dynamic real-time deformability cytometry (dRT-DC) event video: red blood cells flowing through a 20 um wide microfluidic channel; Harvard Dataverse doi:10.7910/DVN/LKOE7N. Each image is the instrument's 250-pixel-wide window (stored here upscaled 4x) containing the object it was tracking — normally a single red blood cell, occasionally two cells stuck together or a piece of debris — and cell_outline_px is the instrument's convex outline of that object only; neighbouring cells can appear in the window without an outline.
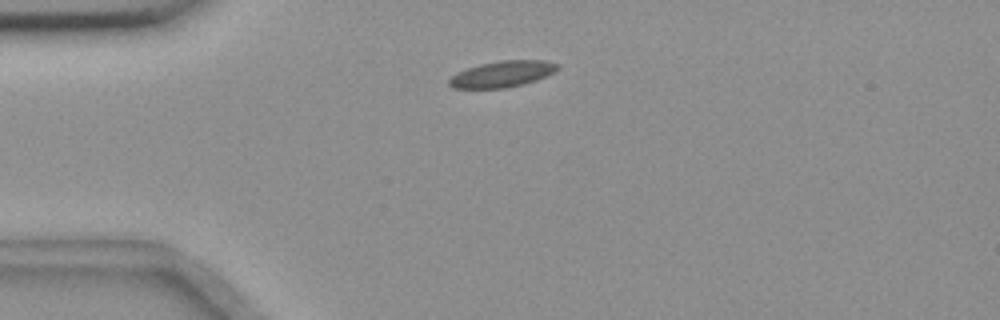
{"species": "common noctule bat (a hibernating species)", "species_latin": "Nyctalus noctula", "temperature_condition": "room temperature", "stored_images_in_passage": 8, "camera_frame_rate_fps": 3000, "um_per_image_px": 0.085, "animal": {"sex": "female", "body_mass_g": 18.4}, "frame": {"image": 1, "passage_image": 1, "time_ms": 0.0, "image_size_px": [1000, 320], "cell_outline_px": [[560, 68], [536, 80], [524, 84], [504, 88], [452, 88], [448, 84], [448, 80], [456, 72], [480, 64], [500, 60], [544, 60], [560, 64]], "centroid_in_image_um": [42.68, 6.29], "position_along_channel_um": 42.3, "area_um2": 16.53}}
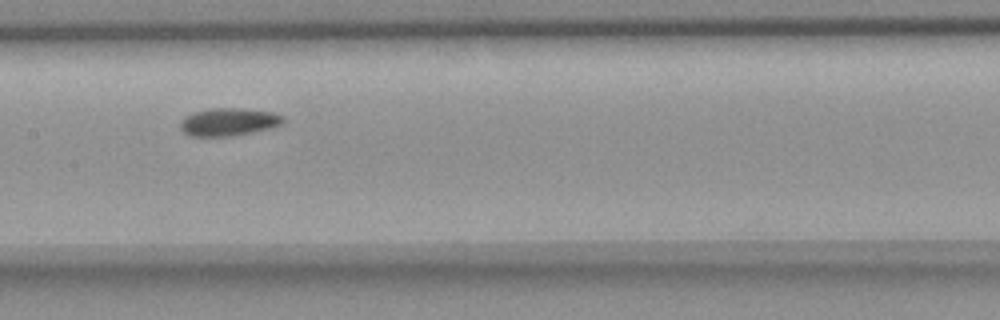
{"frame": {"image": 2, "passage_image": 5, "time_ms": 4.667, "image_size_px": [1000, 320], "cell_outline_px": [[284, 120], [280, 124], [272, 128], [236, 136], [188, 136], [180, 128], [180, 120], [184, 116], [192, 112], [208, 108], [244, 108], [272, 112], [284, 116]], "centroid_in_image_um": [19.41, 10.36], "position_along_channel_um": 188.0, "area_um2": 16.99}}
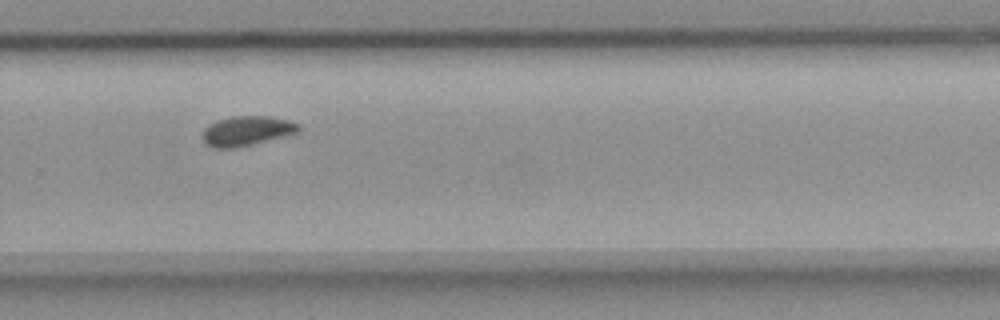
{"frame": {"image": 3, "passage_image": 8, "time_ms": 8.0, "image_size_px": [1000, 320], "cell_outline_px": [[300, 132], [236, 148], [212, 148], [204, 140], [204, 128], [208, 124], [216, 120], [232, 116], [268, 116], [288, 120], [300, 124]], "centroid_in_image_um": [20.99, 11.11], "position_along_channel_um": 308.8, "area_um2": 16.59}}